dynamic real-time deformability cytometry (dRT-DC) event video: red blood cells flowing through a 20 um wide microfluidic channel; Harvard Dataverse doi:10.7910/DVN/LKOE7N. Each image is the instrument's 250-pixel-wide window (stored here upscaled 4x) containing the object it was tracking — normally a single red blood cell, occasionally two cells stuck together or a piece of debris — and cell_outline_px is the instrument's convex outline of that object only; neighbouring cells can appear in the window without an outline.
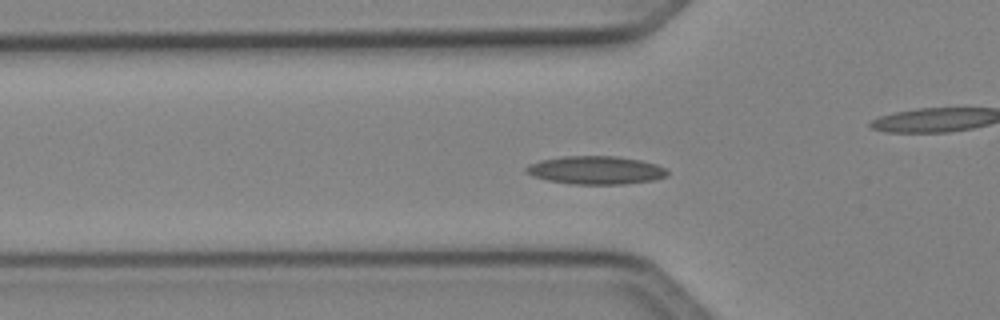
{"species": "Egyptian fruit bat (a non-hibernating species)", "species_latin": "Rousettus aegyptiacus", "temperature_condition": "cold", "stored_images_in_passage": 51, "camera_frame_rate_fps": 3000, "um_per_image_px": 0.085, "animal": {"sex": "female"}, "frame": {"image": 1, "passage_image": 17, "time_ms": 5.333, "image_size_px": [1000, 320], "cell_outline_px": [[668, 176], [652, 180], [624, 184], [572, 184], [548, 180], [532, 176], [524, 172], [524, 168], [528, 164], [540, 160], [564, 156], [616, 156], [640, 160], [656, 164], [664, 168], [668, 172]], "centroid_in_image_um": [50.6, 14.46], "position_along_channel_um": 75.2, "area_um2": 23.24}}
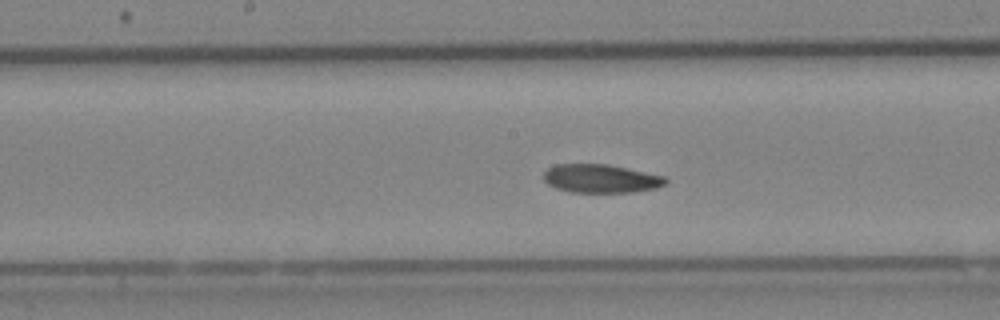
{"frame": {"image": 2, "passage_image": 26, "time_ms": 8.333, "image_size_px": [1000, 320], "cell_outline_px": [[668, 184], [656, 188], [632, 192], [568, 192], [556, 188], [548, 184], [544, 180], [544, 172], [548, 168], [556, 164], [608, 164], [664, 176], [668, 180]], "centroid_in_image_um": [51.08, 15.18], "position_along_channel_um": 197.1, "area_um2": 20.29}}
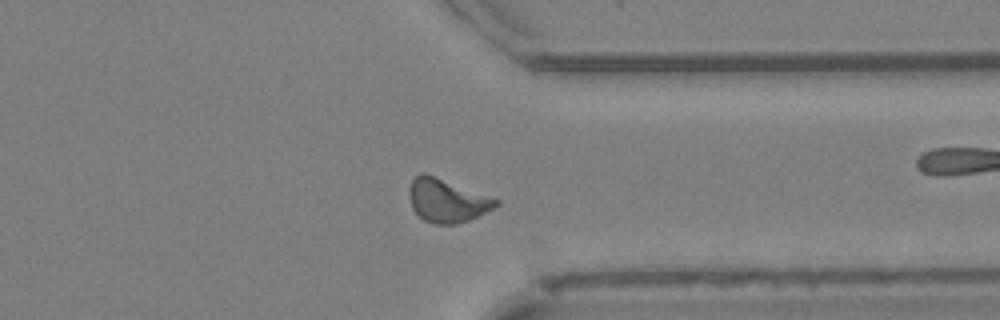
{"frame": {"image": 3, "passage_image": 39, "time_ms": 12.667, "image_size_px": [1000, 320], "cell_outline_px": [[500, 204], [468, 220], [456, 224], [432, 224], [424, 220], [412, 208], [408, 196], [408, 188], [412, 180], [420, 172], [424, 172], [500, 200]], "centroid_in_image_um": [37.94, 17.04], "position_along_channel_um": 373.5, "area_um2": 21.73}, "authors_computed_cell_mechanics": {"area_um2": 20.6924, "velocity_mm_per_s": 4.086, "shape_relaxation_time_tau1_ms": null, "shape_relaxation_time_tau2_ms": 7.3688, "deformation_change_tau1": null, "deformation_change_tau2": 0.1464}}